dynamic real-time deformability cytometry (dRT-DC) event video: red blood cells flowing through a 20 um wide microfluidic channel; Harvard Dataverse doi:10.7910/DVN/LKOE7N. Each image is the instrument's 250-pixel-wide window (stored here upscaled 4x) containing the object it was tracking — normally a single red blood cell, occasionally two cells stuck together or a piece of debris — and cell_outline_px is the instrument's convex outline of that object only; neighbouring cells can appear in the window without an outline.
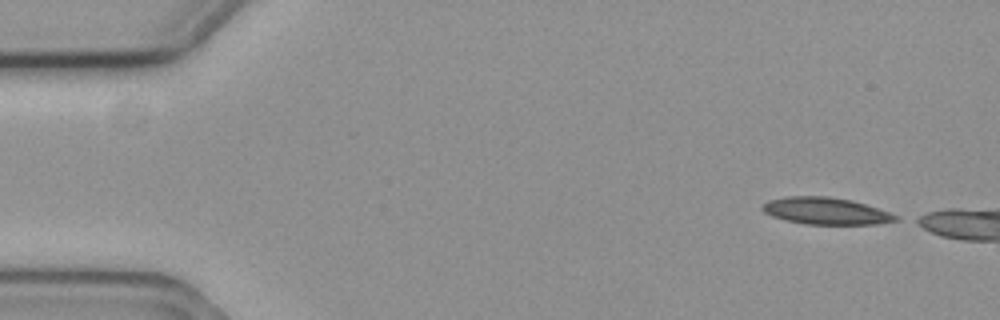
{"species": "common noctule bat (a hibernating species)", "species_latin": "Nyctalus noctula", "temperature_condition": "cold", "stored_images_in_passage": 8, "camera_frame_rate_fps": 3000, "um_per_image_px": 0.085, "animal": {"sex": "female", "body_mass_g": 19.3, "forearm_length_mm": 54.1}, "frame": {"image": 1, "passage_image": 1, "time_ms": 0.0, "image_size_px": [1000, 320], "cell_outline_px": [[900, 220], [876, 224], [804, 224], [772, 216], [764, 212], [760, 208], [768, 200], [788, 196], [828, 196], [852, 200], [900, 216]], "centroid_in_image_um": [70.2, 17.93], "position_along_channel_um": 14.8, "area_um2": 20.81}}